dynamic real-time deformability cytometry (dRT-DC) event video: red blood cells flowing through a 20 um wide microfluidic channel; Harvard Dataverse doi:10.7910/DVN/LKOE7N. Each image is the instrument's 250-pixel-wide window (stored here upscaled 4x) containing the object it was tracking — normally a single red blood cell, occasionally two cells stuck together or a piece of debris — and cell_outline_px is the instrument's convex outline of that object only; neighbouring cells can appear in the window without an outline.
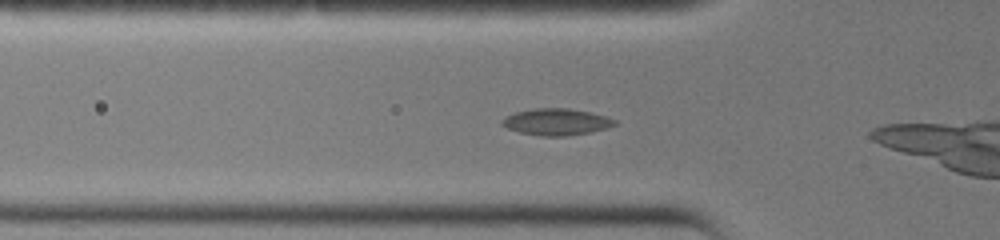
{"species": "common noctule bat (a hibernating species)", "species_latin": "Nyctalus noctula", "temperature_condition": "warm", "stored_images_in_passage": 13, "camera_frame_rate_fps": 3000, "um_per_image_px": 0.085, "animal": {"sex": "female", "body_mass_g": 19.0, "forearm_length_mm": 51.5}, "frame": {"image": 1, "passage_image": 4, "time_ms": 1.0, "image_size_px": [1000, 240], "cell_outline_px": [[616, 124], [592, 132], [564, 136], [540, 136], [520, 132], [508, 128], [500, 124], [500, 120], [516, 112], [536, 108], [568, 108], [588, 112], [604, 116], [616, 120]], "centroid_in_image_um": [47.26, 10.36], "position_along_channel_um": 78.5, "area_um2": 17.22}}